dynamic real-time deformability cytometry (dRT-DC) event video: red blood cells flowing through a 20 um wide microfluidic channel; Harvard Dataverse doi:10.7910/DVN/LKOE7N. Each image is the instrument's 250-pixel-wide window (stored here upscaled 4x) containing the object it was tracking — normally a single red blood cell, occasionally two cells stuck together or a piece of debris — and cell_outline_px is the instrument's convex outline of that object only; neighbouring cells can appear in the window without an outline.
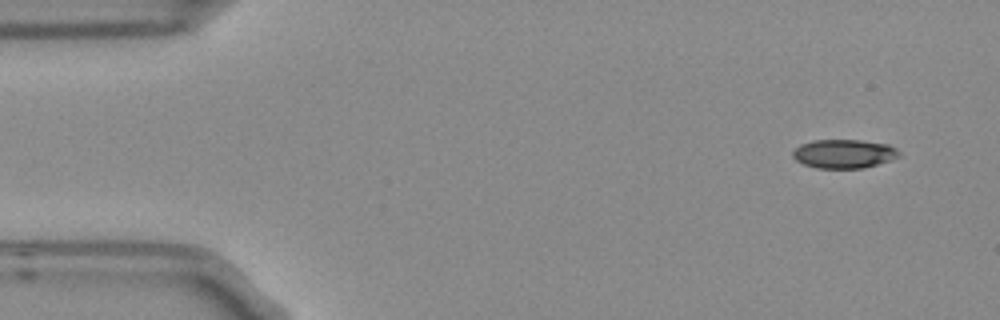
{"species": "Egyptian fruit bat (a non-hibernating species)", "species_latin": "Rousettus aegyptiacus", "temperature_condition": "room temperature", "stored_images_in_passage": 4, "camera_frame_rate_fps": 3000, "um_per_image_px": 0.085, "frame": {"image": 1, "passage_image": 1, "time_ms": 0.0, "image_size_px": [1000, 320], "cell_outline_px": [[900, 156], [892, 160], [864, 168], [816, 168], [804, 164], [796, 160], [792, 156], [792, 152], [800, 144], [812, 140], [860, 140], [888, 144], [896, 148], [900, 152]], "centroid_in_image_um": [71.75, 13.07], "position_along_channel_um": 13.3, "area_um2": 17.98}}
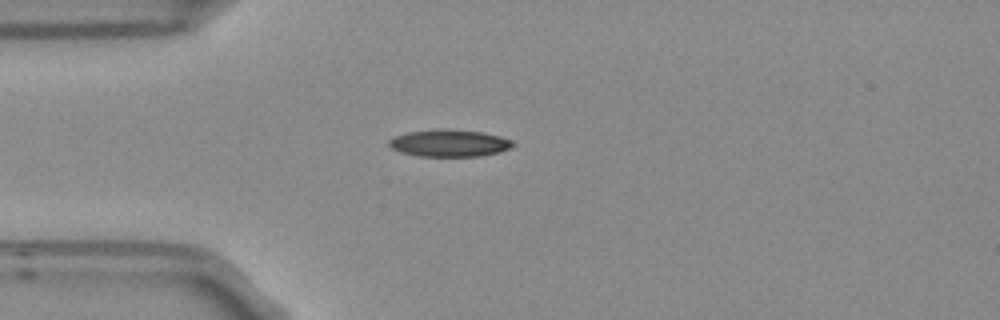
{"frame": {"image": 2, "passage_image": 4, "time_ms": 1.0, "image_size_px": [1000, 320], "cell_outline_px": [[516, 144], [500, 152], [480, 156], [420, 156], [400, 152], [392, 148], [388, 144], [388, 140], [392, 136], [408, 132], [440, 128], [484, 132], [500, 136], [512, 140]], "centroid_in_image_um": [38.18, 12.15], "position_along_channel_um": 46.8, "area_um2": 19.71}}